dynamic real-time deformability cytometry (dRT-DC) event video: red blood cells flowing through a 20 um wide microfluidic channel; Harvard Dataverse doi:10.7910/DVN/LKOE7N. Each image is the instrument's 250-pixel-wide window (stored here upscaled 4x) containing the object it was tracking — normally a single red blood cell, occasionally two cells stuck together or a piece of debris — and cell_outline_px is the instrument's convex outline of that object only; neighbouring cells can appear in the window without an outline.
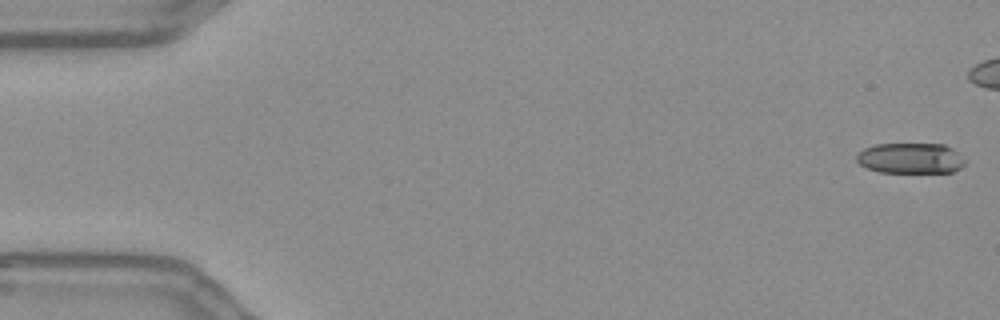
{"species": "Egyptian fruit bat (a non-hibernating species)", "species_latin": "Rousettus aegyptiacus", "temperature_condition": "warm", "stored_images_in_passage": 46, "camera_frame_rate_fps": 3000, "um_per_image_px": 0.085, "frame": {"image": 1, "passage_image": 1, "time_ms": 0.0, "image_size_px": [1000, 320], "cell_outline_px": [[964, 164], [960, 168], [952, 172], [880, 172], [868, 168], [860, 164], [856, 160], [856, 152], [864, 148], [876, 144], [944, 144], [952, 148], [964, 160]], "centroid_in_image_um": [77.35, 13.44], "position_along_channel_um": 7.6, "area_um2": 19.25}}
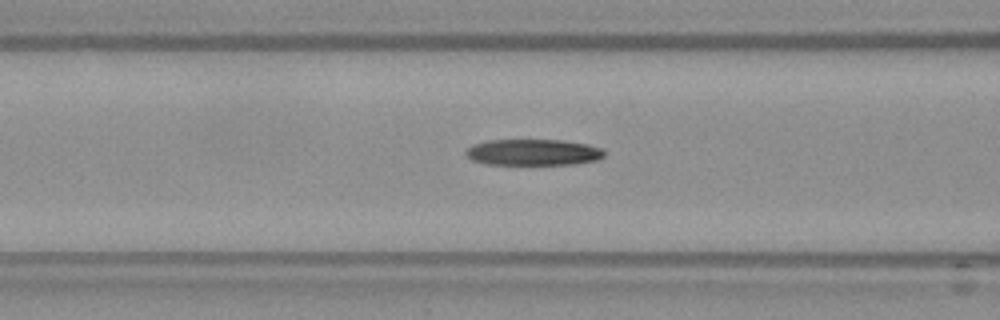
{"frame": {"image": 2, "passage_image": 22, "time_ms": 7.0, "image_size_px": [1000, 320], "cell_outline_px": [[604, 156], [596, 160], [576, 164], [484, 164], [472, 160], [464, 152], [472, 144], [488, 140], [564, 140], [588, 144], [604, 148]], "centroid_in_image_um": [45.33, 12.94], "position_along_channel_um": 121.3, "area_um2": 21.27}}
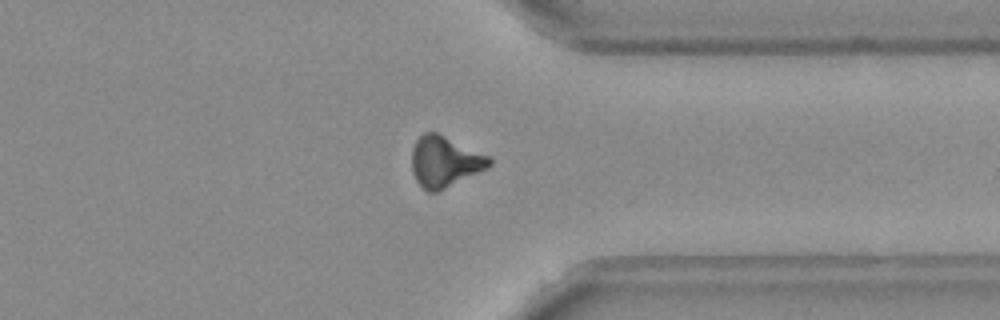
{"frame": {"image": 3, "passage_image": 43, "time_ms": 14.0, "image_size_px": [1000, 320], "cell_outline_px": [[492, 164], [488, 168], [436, 192], [428, 192], [416, 180], [412, 172], [412, 148], [416, 140], [424, 132], [436, 132], [492, 156]], "centroid_in_image_um": [37.82, 13.72], "position_along_channel_um": 373.6, "area_um2": 23.0}}